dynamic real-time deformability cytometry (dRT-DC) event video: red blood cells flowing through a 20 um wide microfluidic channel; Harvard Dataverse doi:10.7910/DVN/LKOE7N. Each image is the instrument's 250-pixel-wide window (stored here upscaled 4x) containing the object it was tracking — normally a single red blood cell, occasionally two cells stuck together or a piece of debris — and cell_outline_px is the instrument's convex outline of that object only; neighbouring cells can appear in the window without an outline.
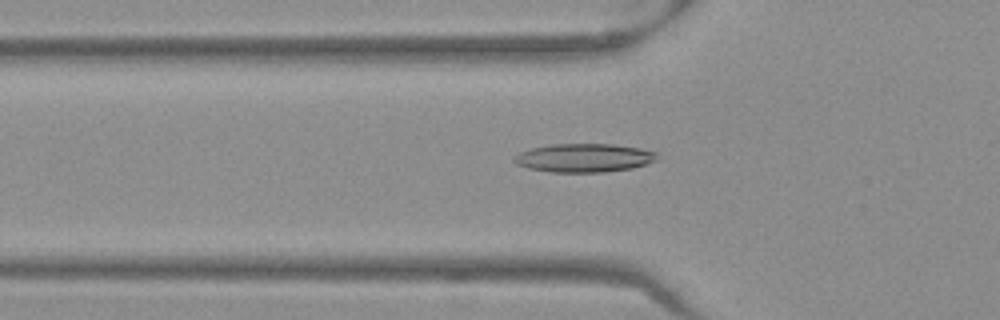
{"species": "Egyptian fruit bat (a non-hibernating species)", "species_latin": "Rousettus aegyptiacus", "temperature_condition": "warm", "stored_images_in_passage": 52, "camera_frame_rate_fps": 3000, "um_per_image_px": 0.085, "frame": {"image": 1, "passage_image": 18, "time_ms": 5.667, "image_size_px": [1000, 320], "cell_outline_px": [[656, 160], [632, 168], [604, 172], [548, 172], [528, 168], [516, 164], [512, 160], [520, 152], [532, 148], [552, 144], [612, 144], [640, 148], [656, 152]], "centroid_in_image_um": [49.61, 13.42], "position_along_channel_um": 76.2, "area_um2": 23.64}}
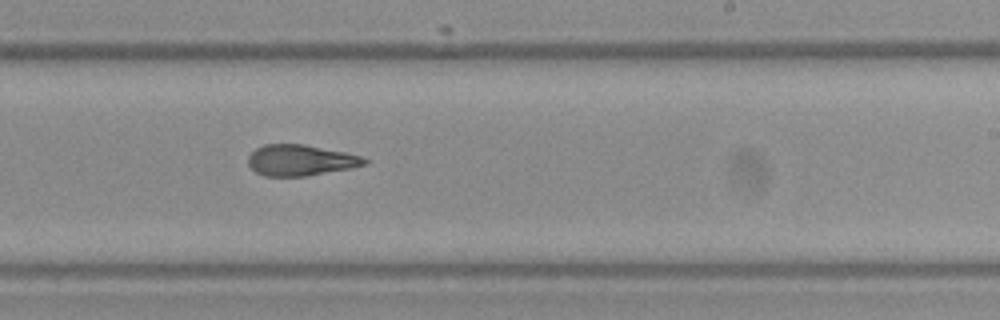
{"frame": {"image": 2, "passage_image": 32, "time_ms": 10.333, "image_size_px": [1000, 320], "cell_outline_px": [[368, 164], [352, 168], [304, 176], [264, 176], [256, 172], [248, 164], [248, 156], [256, 148], [264, 144], [304, 144], [344, 152], [360, 156], [368, 160]], "centroid_in_image_um": [25.53, 13.62], "position_along_channel_um": 263.5, "area_um2": 20.92}}
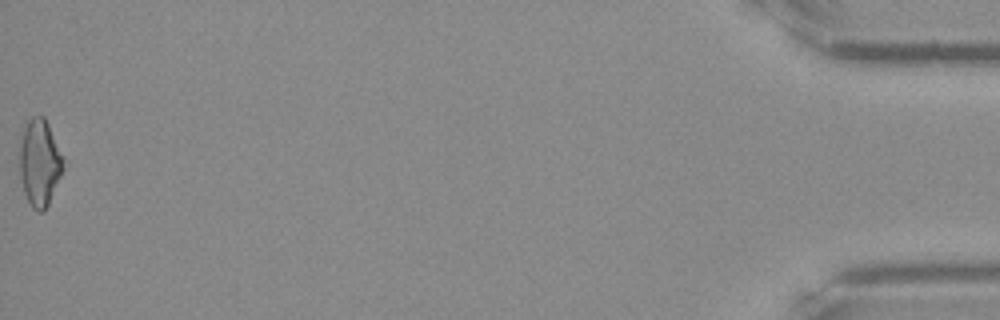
{"frame": {"image": 3, "passage_image": 52, "time_ms": 17.0, "image_size_px": [1000, 320], "cell_outline_px": [[64, 168], [48, 204], [44, 212], [36, 212], [32, 208], [24, 192], [20, 176], [20, 148], [24, 128], [28, 120], [32, 116], [44, 116], [64, 156]], "centroid_in_image_um": [3.39, 13.84], "position_along_channel_um": 431.8, "area_um2": 22.02}, "authors_computed_cell_mechanics": {"area_um2": 21.964, "velocity_mm_per_s": 3.9945, "shape_relaxation_time_tau1_ms": null, "shape_relaxation_time_tau2_ms": 2.246, "deformation_change_tau1": null, "deformation_change_tau2": 0.1162}}